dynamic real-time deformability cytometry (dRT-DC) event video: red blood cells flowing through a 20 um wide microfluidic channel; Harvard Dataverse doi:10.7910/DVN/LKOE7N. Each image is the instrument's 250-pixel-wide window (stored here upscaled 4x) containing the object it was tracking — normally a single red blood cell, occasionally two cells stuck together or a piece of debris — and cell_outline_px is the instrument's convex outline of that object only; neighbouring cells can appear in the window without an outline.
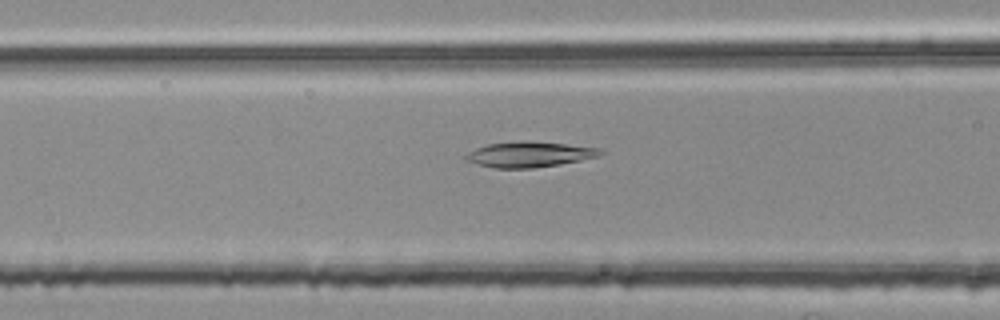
{"species": "common noctule bat (a hibernating species)", "species_latin": "Nyctalus noctula", "temperature_condition": "room temperature", "stored_images_in_passage": 43, "camera_frame_rate_fps": 3000, "um_per_image_px": 0.085, "animal": {"sex": "female", "body_mass_g": 25.1}, "frame": {"image": 1, "passage_image": 11, "time_ms": 3.333, "image_size_px": [1000, 320], "cell_outline_px": [[604, 152], [600, 156], [560, 164], [532, 168], [496, 168], [480, 164], [468, 160], [468, 152], [476, 148], [488, 144], [524, 140], [564, 144], [600, 148]], "centroid_in_image_um": [45.06, 13.11], "position_along_channel_um": 121.5, "area_um2": 19.59}}
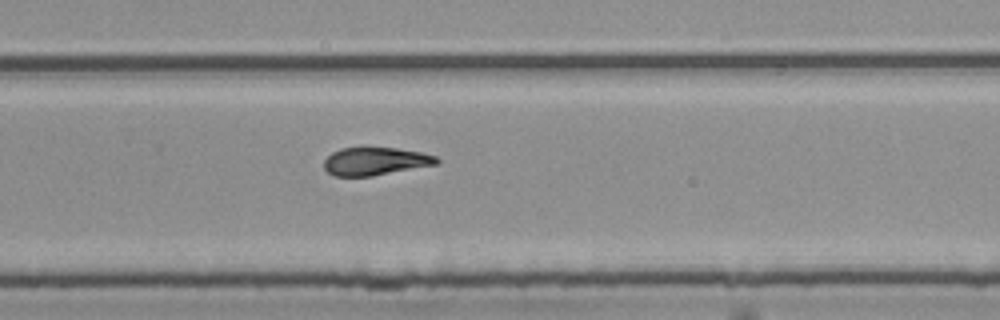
{"frame": {"image": 2, "passage_image": 25, "time_ms": 8.0, "image_size_px": [1000, 320], "cell_outline_px": [[440, 164], [372, 176], [336, 176], [328, 172], [324, 168], [324, 160], [332, 152], [340, 148], [360, 144], [364, 144], [396, 148], [420, 152], [436, 156], [440, 160]], "centroid_in_image_um": [31.89, 13.66], "position_along_channel_um": 297.9, "area_um2": 19.19}}
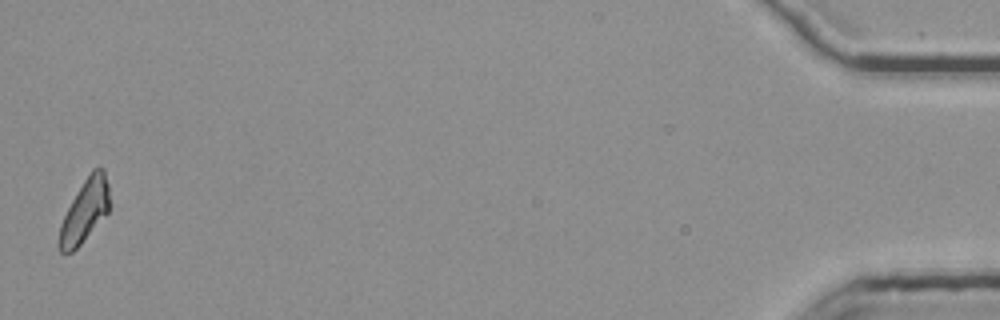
{"frame": {"image": 3, "passage_image": 43, "time_ms": 14.0, "image_size_px": [1000, 320], "cell_outline_px": [[108, 212], [80, 244], [72, 252], [60, 252], [56, 244], [60, 224], [72, 200], [84, 180], [92, 168], [100, 164], [104, 168], [108, 184]], "centroid_in_image_um": [7.18, 17.91], "position_along_channel_um": 428.0, "area_um2": 18.32}, "authors_computed_cell_mechanics": {"area_um2": 18.9584, "velocity_mm_per_s": 3.7883, "shape_relaxation_time_tau1_ms": null, "shape_relaxation_time_tau2_ms": 4.3282, "deformation_change_tau1": null, "deformation_change_tau2": 0.1209}}